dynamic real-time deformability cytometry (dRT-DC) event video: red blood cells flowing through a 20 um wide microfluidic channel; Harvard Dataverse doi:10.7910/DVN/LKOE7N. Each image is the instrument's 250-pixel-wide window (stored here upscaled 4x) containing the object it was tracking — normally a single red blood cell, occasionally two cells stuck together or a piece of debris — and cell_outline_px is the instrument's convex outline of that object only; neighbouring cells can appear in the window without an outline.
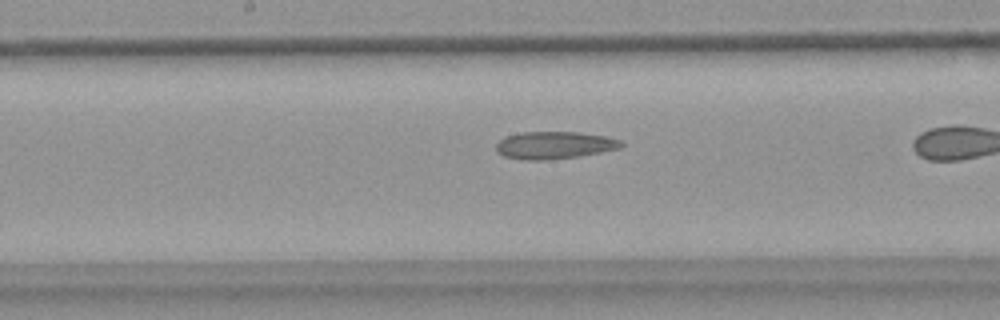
{"species": "common noctule bat (a hibernating species)", "species_latin": "Nyctalus noctula", "temperature_condition": "warm", "stored_images_in_passage": 33, "camera_frame_rate_fps": 3000, "um_per_image_px": 0.085, "animal": {"sex": "female", "body_mass_g": 18.4}, "frame": {"image": 1, "passage_image": 19, "time_ms": 6.0, "image_size_px": [1000, 320], "cell_outline_px": [[624, 144], [620, 148], [580, 156], [544, 160], [528, 160], [504, 156], [496, 152], [496, 144], [504, 136], [520, 132], [580, 132], [604, 136], [620, 140]], "centroid_in_image_um": [47.09, 12.33], "position_along_channel_um": 201.1, "area_um2": 19.94}}